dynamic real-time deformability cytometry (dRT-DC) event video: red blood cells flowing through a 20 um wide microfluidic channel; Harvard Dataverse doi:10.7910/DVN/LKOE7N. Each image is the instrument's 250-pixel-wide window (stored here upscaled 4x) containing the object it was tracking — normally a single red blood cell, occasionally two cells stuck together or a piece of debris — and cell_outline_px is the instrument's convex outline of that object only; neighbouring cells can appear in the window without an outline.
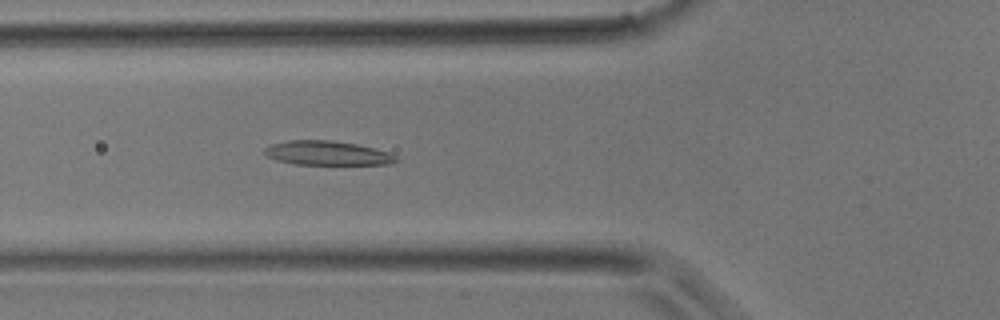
{"species": "common noctule bat (a hibernating species)", "species_latin": "Nyctalus noctula", "temperature_condition": "room temperature", "stored_images_in_passage": 29, "camera_frame_rate_fps": 3000, "um_per_image_px": 0.085, "animal": {"sex": "male", "body_mass_g": 17.9}, "frame": {"image": 1, "passage_image": 5, "time_ms": 1.333, "image_size_px": [1000, 320], "cell_outline_px": [[400, 160], [392, 164], [296, 164], [276, 160], [268, 156], [264, 152], [264, 148], [272, 144], [288, 140], [332, 140], [356, 144], [388, 152], [396, 156]], "centroid_in_image_um": [27.82, 13.01], "position_along_channel_um": 98.0, "area_um2": 18.44}}
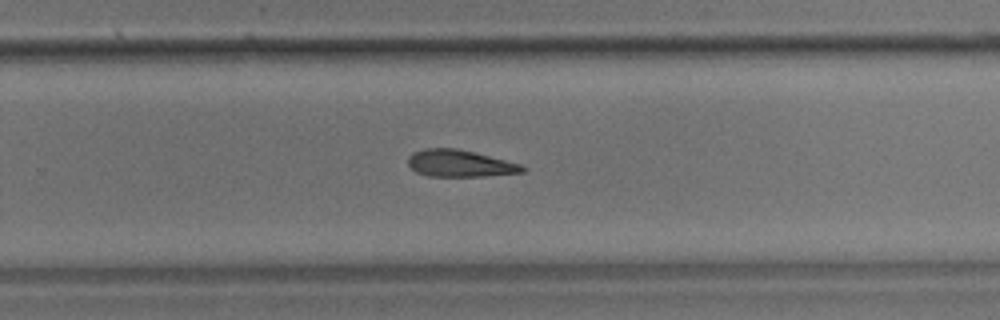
{"frame": {"image": 2, "passage_image": 16, "time_ms": 5.0, "image_size_px": [1000, 320], "cell_outline_px": [[528, 168], [524, 172], [484, 176], [428, 176], [416, 172], [408, 164], [408, 156], [412, 152], [424, 148], [456, 148], [520, 164]], "centroid_in_image_um": [39.05, 13.89], "position_along_channel_um": 290.8, "area_um2": 17.8}}
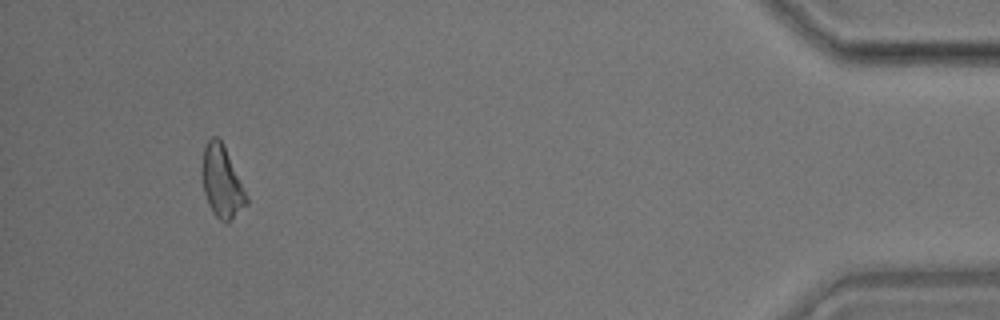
{"frame": {"image": 3, "passage_image": 27, "time_ms": 8.667, "image_size_px": [1000, 320], "cell_outline_px": [[248, 204], [228, 224], [224, 224], [212, 212], [208, 204], [204, 192], [200, 176], [200, 168], [204, 148], [208, 140], [212, 136], [216, 136], [224, 144], [248, 196]], "centroid_in_image_um": [18.84, 15.48], "position_along_channel_um": 416.4, "area_um2": 19.13}}